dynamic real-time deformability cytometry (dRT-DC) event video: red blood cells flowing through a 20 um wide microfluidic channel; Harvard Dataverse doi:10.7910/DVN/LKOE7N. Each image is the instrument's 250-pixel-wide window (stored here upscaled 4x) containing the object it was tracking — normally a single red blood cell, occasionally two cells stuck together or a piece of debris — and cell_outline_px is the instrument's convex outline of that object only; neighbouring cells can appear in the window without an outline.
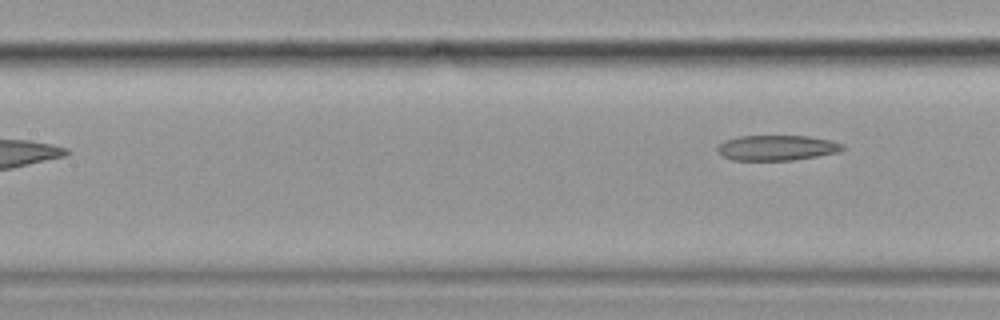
{"species": "common noctule bat (a hibernating species)", "species_latin": "Nyctalus noctula", "temperature_condition": "cold", "stored_images_in_passage": 8, "camera_frame_rate_fps": 3000, "um_per_image_px": 0.085, "animal": {"sex": "female", "body_mass_g": 19.9}, "frame": {"image": 1, "passage_image": 8, "time_ms": 2.333, "image_size_px": [1000, 320], "cell_outline_px": [[844, 148], [840, 152], [792, 160], [732, 160], [724, 156], [716, 148], [724, 140], [736, 136], [808, 136], [832, 140], [844, 144]], "centroid_in_image_um": [66.05, 12.55], "position_along_channel_um": 141.3, "area_um2": 18.44}}